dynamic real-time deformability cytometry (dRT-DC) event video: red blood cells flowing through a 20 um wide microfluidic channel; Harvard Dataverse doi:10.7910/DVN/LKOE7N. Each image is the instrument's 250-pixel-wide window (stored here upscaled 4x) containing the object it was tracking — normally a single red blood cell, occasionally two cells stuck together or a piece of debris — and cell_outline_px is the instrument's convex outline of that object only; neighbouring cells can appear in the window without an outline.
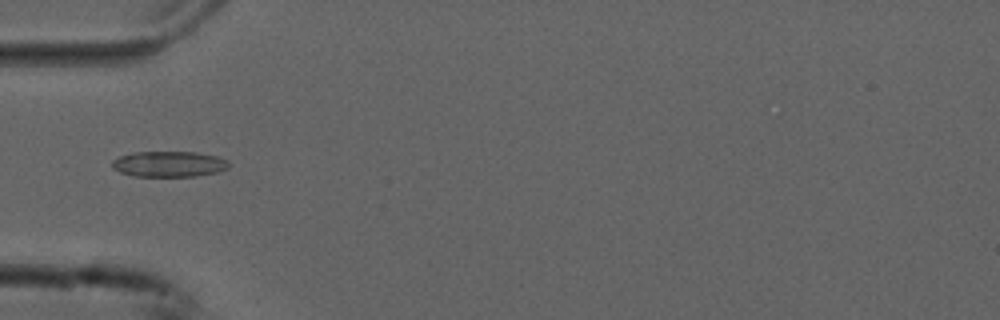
{"species": "common noctule bat (a hibernating species)", "species_latin": "Nyctalus noctula", "temperature_condition": "cold", "stored_images_in_passage": 14, "camera_frame_rate_fps": 3000, "um_per_image_px": 0.085, "animal": {"sex": "male", "forearm_length_mm": 52.5}, "frame": {"image": 1, "passage_image": 1, "time_ms": 0.0, "image_size_px": [1000, 320], "cell_outline_px": [[228, 168], [216, 172], [196, 176], [132, 176], [120, 172], [112, 168], [112, 160], [120, 156], [132, 152], [196, 152], [216, 156], [228, 160]], "centroid_in_image_um": [14.33, 13.94], "position_along_channel_um": 70.7, "area_um2": 17.46}}
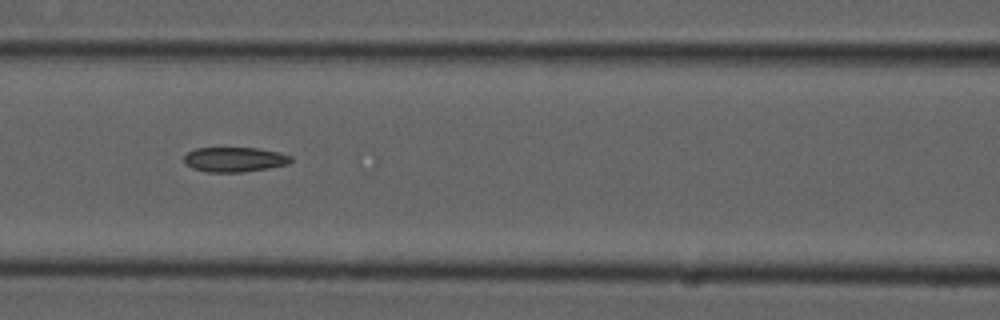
{"frame": {"image": 2, "passage_image": 7, "time_ms": 2.0, "image_size_px": [1000, 320], "cell_outline_px": [[292, 160], [288, 164], [268, 168], [244, 172], [208, 172], [192, 168], [184, 160], [184, 156], [188, 152], [196, 148], [256, 148], [280, 152], [292, 156]], "centroid_in_image_um": [19.96, 13.55], "position_along_channel_um": 146.6, "area_um2": 15.37}}
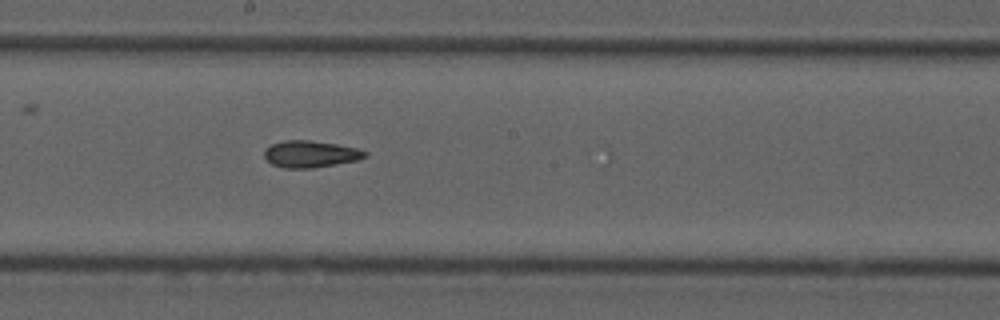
{"frame": {"image": 3, "passage_image": 13, "time_ms": 4.0, "image_size_px": [1000, 320], "cell_outline_px": [[368, 156], [360, 160], [312, 168], [284, 168], [272, 164], [264, 156], [264, 148], [272, 144], [284, 140], [308, 140], [336, 144], [356, 148], [368, 152]], "centroid_in_image_um": [26.4, 13.09], "position_along_channel_um": 221.8, "area_um2": 15.78}}